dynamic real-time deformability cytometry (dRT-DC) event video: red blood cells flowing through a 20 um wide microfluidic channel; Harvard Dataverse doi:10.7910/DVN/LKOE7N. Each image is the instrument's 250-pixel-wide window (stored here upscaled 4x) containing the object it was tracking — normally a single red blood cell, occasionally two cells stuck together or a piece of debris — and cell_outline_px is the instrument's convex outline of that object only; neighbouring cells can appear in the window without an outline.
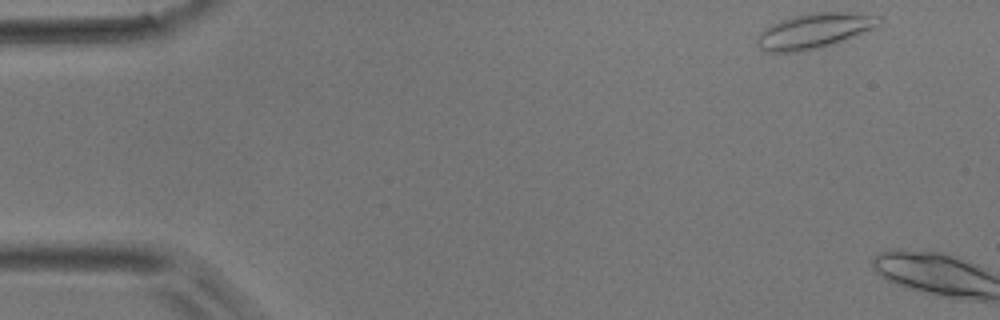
{"species": "common noctule bat (a hibernating species)", "species_latin": "Nyctalus noctula", "temperature_condition": "room temperature", "stored_images_in_passage": 3, "camera_frame_rate_fps": 3000, "um_per_image_px": 0.085, "animal": {"sex": "male", "body_mass_g": 17.9}, "frame": {"image": 1, "passage_image": 1, "time_ms": 0.0, "image_size_px": [1000, 320], "cell_outline_px": [[880, 24], [876, 28], [816, 48], [796, 52], [764, 52], [760, 48], [756, 40], [760, 32], [764, 28], [780, 20], [796, 16], [816, 12], [844, 12], [880, 16]], "centroid_in_image_um": [69.17, 2.62], "position_along_channel_um": 15.8, "area_um2": 24.33}}